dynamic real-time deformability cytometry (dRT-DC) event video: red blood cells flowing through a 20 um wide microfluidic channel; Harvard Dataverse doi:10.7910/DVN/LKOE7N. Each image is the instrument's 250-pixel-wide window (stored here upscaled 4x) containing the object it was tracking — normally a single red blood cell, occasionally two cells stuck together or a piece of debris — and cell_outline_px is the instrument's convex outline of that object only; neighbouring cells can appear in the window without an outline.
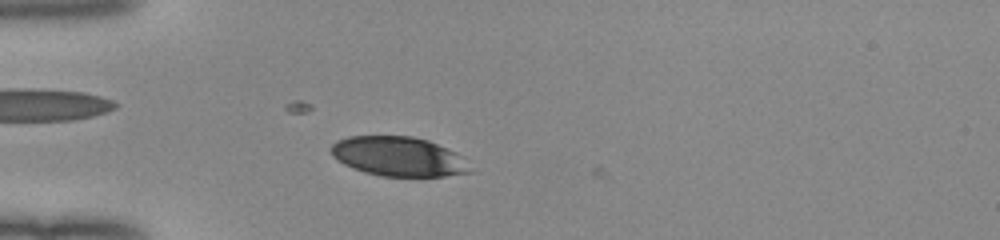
{"species": "human", "species_latin": "Homo sapiens", "temperature_condition": "room temperature", "stored_images_in_passage": 44, "camera_frame_rate_fps": 3000, "um_per_image_px": 0.085, "donor": {"sex": "female"}, "frame": {"image": 1, "passage_image": 8, "time_ms": 2.333, "image_size_px": [1000, 240], "cell_outline_px": [[456, 172], [440, 176], [388, 176], [368, 172], [356, 168], [340, 160], [332, 152], [332, 148], [340, 140], [352, 136], [408, 136], [424, 140], [436, 144], [444, 148]], "centroid_in_image_um": [33.51, 13.25], "position_along_channel_um": 51.5, "area_um2": 28.21}}
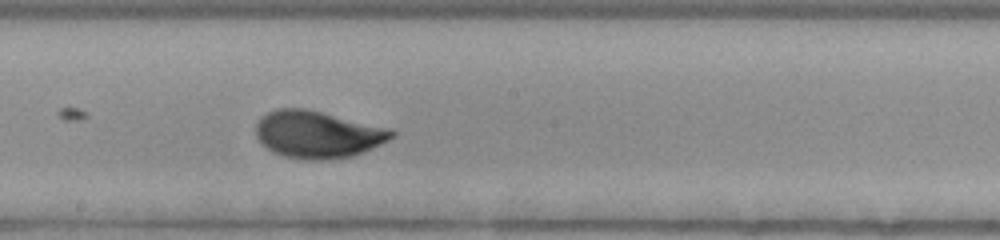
{"frame": {"image": 2, "passage_image": 22, "time_ms": 7.0, "image_size_px": [1000, 240], "cell_outline_px": [[392, 136], [368, 148], [344, 156], [296, 156], [280, 152], [272, 148], [260, 136], [260, 120], [264, 116], [272, 112], [316, 112], [392, 132]], "centroid_in_image_um": [26.99, 11.42], "position_along_channel_um": 221.2, "area_um2": 31.27}}
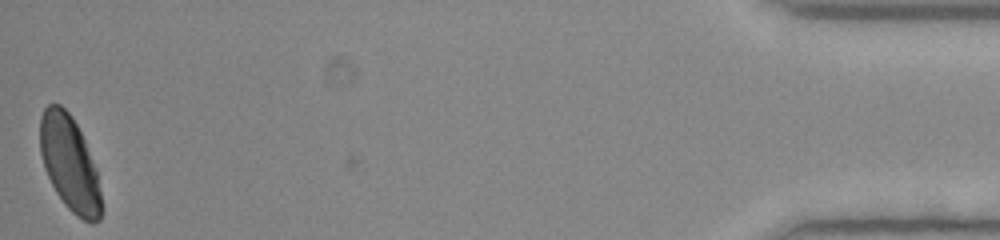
{"frame": {"image": 3, "passage_image": 44, "time_ms": 14.333, "image_size_px": [1000, 240], "cell_outline_px": [[100, 216], [96, 220], [84, 220], [60, 196], [52, 184], [48, 176], [44, 164], [40, 148], [40, 120], [44, 108], [48, 104], [60, 104], [68, 112], [76, 124], [80, 132], [96, 172], [100, 192]], "centroid_in_image_um": [5.87, 13.79], "position_along_channel_um": 429.3, "area_um2": 32.08}, "authors_computed_cell_mechanics": {"area_um2": 32.0212, "velocity_mm_per_s": 4.0084, "shape_relaxation_time_tau1_ms": 2.3942, "shape_relaxation_time_tau2_ms": null, "deformation_change_tau1": 0.1148, "deformation_change_tau2": null}}